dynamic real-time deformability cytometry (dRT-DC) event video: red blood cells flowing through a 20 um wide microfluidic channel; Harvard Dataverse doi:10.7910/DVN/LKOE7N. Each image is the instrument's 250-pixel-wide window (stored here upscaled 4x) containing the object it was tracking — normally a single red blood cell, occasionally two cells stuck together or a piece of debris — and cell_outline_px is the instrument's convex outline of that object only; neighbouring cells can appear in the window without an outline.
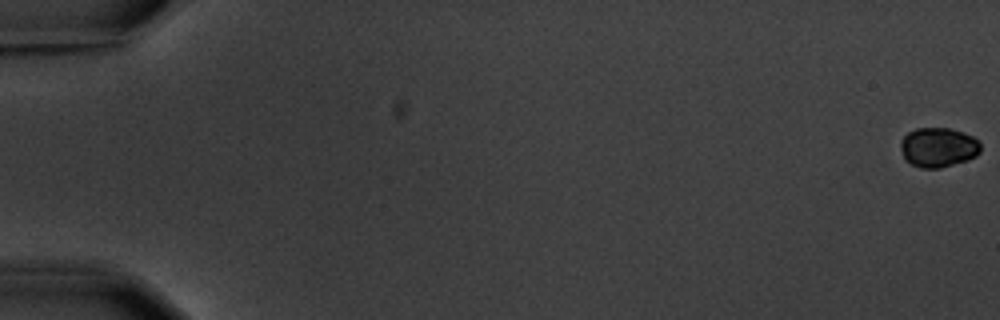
{"species": "common noctule bat (a hibernating species)", "species_latin": "Nyctalus noctula", "temperature_condition": "warm", "stored_images_in_passage": 7, "camera_frame_rate_fps": 3000, "um_per_image_px": 0.085, "animal": {"sex": "male", "body_mass_g": 20.1, "forearm_length_mm": 53.5}, "frame": {"image": 1, "passage_image": 1, "time_ms": 0.0, "image_size_px": [1000, 320], "cell_outline_px": [[980, 152], [976, 156], [968, 160], [940, 168], [920, 168], [904, 160], [900, 148], [900, 140], [908, 132], [916, 128], [948, 128], [964, 132], [972, 136], [980, 144]], "centroid_in_image_um": [79.72, 12.53], "position_along_channel_um": 5.3, "area_um2": 18.61}}
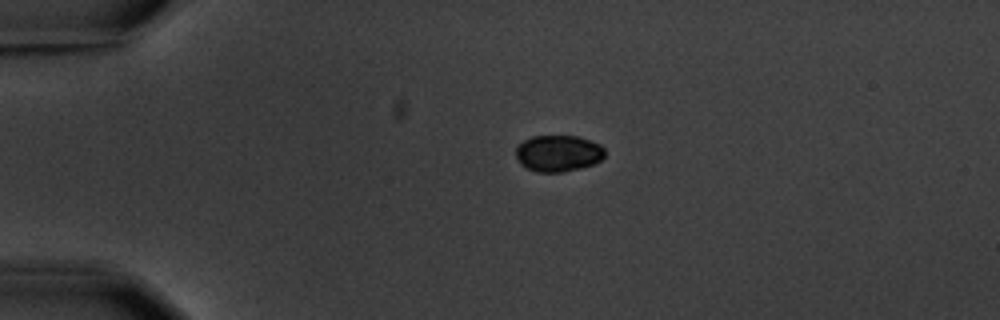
{"frame": {"image": 2, "passage_image": 5, "time_ms": 4.667, "image_size_px": [1000, 320], "cell_outline_px": [[604, 156], [600, 160], [592, 164], [580, 168], [564, 172], [536, 172], [524, 168], [520, 164], [516, 156], [516, 144], [532, 136], [576, 136], [600, 144], [604, 148]], "centroid_in_image_um": [47.4, 13.04], "position_along_channel_um": 37.6, "area_um2": 19.02}}
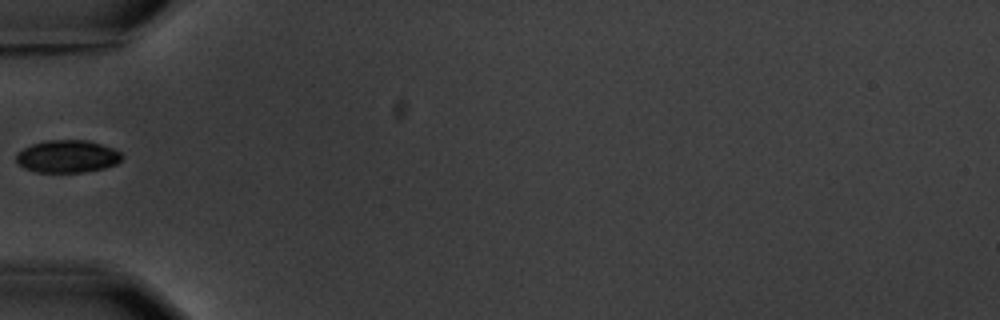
{"frame": {"image": 3, "passage_image": 7, "time_ms": 7.0, "image_size_px": [1000, 320], "cell_outline_px": [[124, 156], [116, 164], [104, 168], [80, 172], [36, 172], [24, 168], [16, 160], [16, 152], [32, 144], [48, 140], [88, 140], [112, 148], [120, 152]], "centroid_in_image_um": [5.72, 13.29], "position_along_channel_um": 79.3, "area_um2": 19.94}}